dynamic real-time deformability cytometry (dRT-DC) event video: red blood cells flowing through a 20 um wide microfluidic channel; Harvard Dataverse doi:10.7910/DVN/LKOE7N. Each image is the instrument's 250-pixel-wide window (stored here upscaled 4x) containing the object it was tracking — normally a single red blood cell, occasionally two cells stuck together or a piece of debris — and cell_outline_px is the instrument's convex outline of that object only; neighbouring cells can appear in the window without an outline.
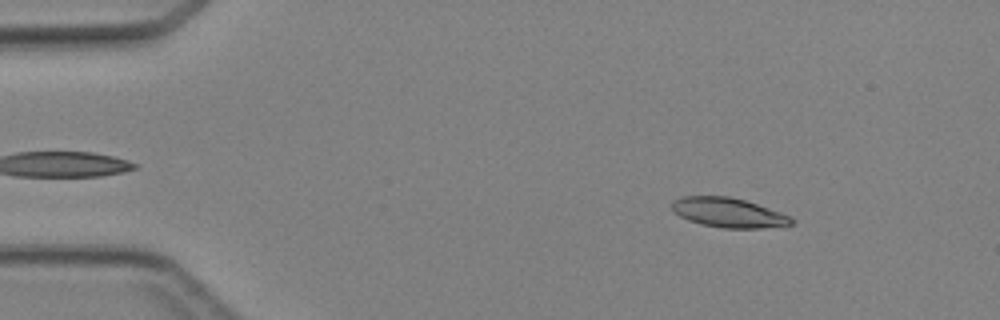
{"species": "Egyptian fruit bat (a non-hibernating species)", "species_latin": "Rousettus aegyptiacus", "temperature_condition": "cold", "stored_images_in_passage": 43, "camera_frame_rate_fps": 3000, "um_per_image_px": 0.085, "animal": {"sex": "female"}, "frame": {"image": 1, "passage_image": 3, "time_ms": 0.667, "image_size_px": [1000, 320], "cell_outline_px": [[796, 220], [792, 224], [760, 228], [724, 228], [700, 224], [688, 220], [672, 212], [672, 204], [680, 196], [728, 196], [744, 200], [792, 216]], "centroid_in_image_um": [61.91, 18.07], "position_along_channel_um": 23.1, "area_um2": 20.52}}
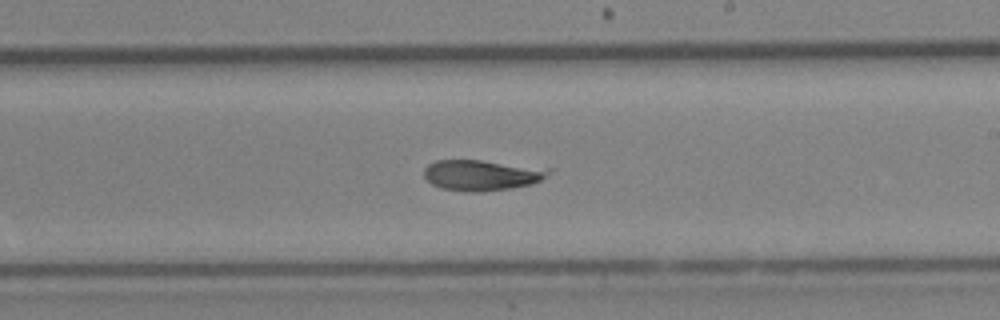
{"frame": {"image": 2, "passage_image": 24, "time_ms": 7.667, "image_size_px": [1000, 320], "cell_outline_px": [[552, 172], [540, 180], [532, 184], [512, 188], [480, 192], [468, 192], [440, 188], [432, 184], [424, 176], [424, 168], [428, 164], [436, 160], [480, 160], [552, 168]], "centroid_in_image_um": [40.97, 14.88], "position_along_channel_um": 248.0, "area_um2": 22.48}}
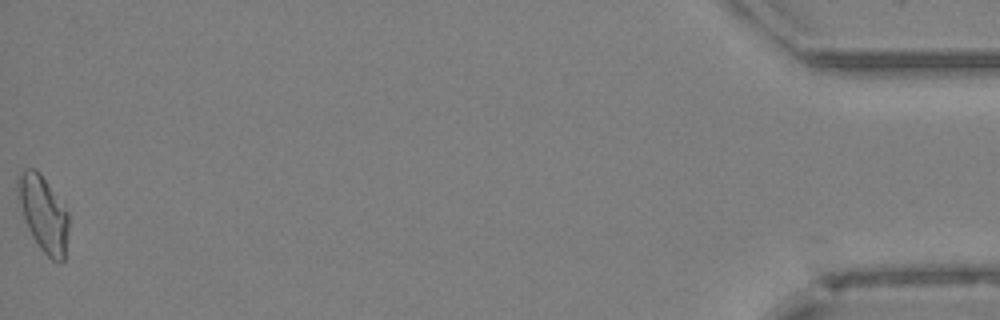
{"frame": {"image": 3, "passage_image": 43, "time_ms": 14.0, "image_size_px": [1000, 320], "cell_outline_px": [[68, 228], [64, 260], [60, 264], [52, 260], [40, 248], [32, 236], [28, 228], [16, 196], [16, 180], [20, 172], [24, 168], [36, 168], [40, 172], [68, 212]], "centroid_in_image_um": [3.66, 18.13], "position_along_channel_um": 431.5, "area_um2": 22.54}}